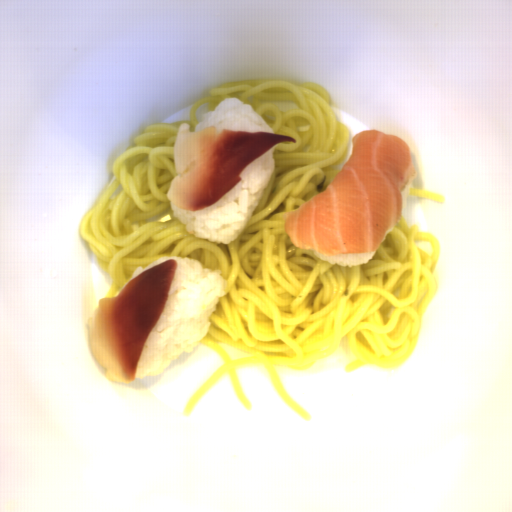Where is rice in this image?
<instances>
[{
	"instance_id": "rice-1",
	"label": "rice",
	"mask_w": 512,
	"mask_h": 512,
	"mask_svg": "<svg viewBox=\"0 0 512 512\" xmlns=\"http://www.w3.org/2000/svg\"><path fill=\"white\" fill-rule=\"evenodd\" d=\"M170 259L176 260V271L166 304L140 352L135 379L156 376L182 352L193 353L212 326L208 319L220 298L229 293L220 269L204 268L192 258L166 255L144 269L138 267L133 277Z\"/></svg>"
},
{
	"instance_id": "rice-2",
	"label": "rice",
	"mask_w": 512,
	"mask_h": 512,
	"mask_svg": "<svg viewBox=\"0 0 512 512\" xmlns=\"http://www.w3.org/2000/svg\"><path fill=\"white\" fill-rule=\"evenodd\" d=\"M275 145L250 163L239 175L241 181L211 205L192 211L170 201L175 218L185 223L186 232L208 242L229 243L251 219L274 172Z\"/></svg>"
},
{
	"instance_id": "rice-3",
	"label": "rice",
	"mask_w": 512,
	"mask_h": 512,
	"mask_svg": "<svg viewBox=\"0 0 512 512\" xmlns=\"http://www.w3.org/2000/svg\"><path fill=\"white\" fill-rule=\"evenodd\" d=\"M209 127L221 130L273 132L265 119L249 103H243L236 96L224 98L212 111H207L199 119L194 131Z\"/></svg>"
},
{
	"instance_id": "rice-4",
	"label": "rice",
	"mask_w": 512,
	"mask_h": 512,
	"mask_svg": "<svg viewBox=\"0 0 512 512\" xmlns=\"http://www.w3.org/2000/svg\"><path fill=\"white\" fill-rule=\"evenodd\" d=\"M377 250L371 253H351V254H340V255H324L319 254L314 250L313 255L318 257L321 260L328 261L330 264H338L340 266L354 267L358 265H364L369 263L370 260L374 257Z\"/></svg>"
},
{
	"instance_id": "rice-5",
	"label": "rice",
	"mask_w": 512,
	"mask_h": 512,
	"mask_svg": "<svg viewBox=\"0 0 512 512\" xmlns=\"http://www.w3.org/2000/svg\"><path fill=\"white\" fill-rule=\"evenodd\" d=\"M412 183H413V181L410 182L409 184H407L405 186V188L402 190V193H401L402 213L404 212V210L406 208V204H407L408 196L410 194Z\"/></svg>"
}]
</instances>
